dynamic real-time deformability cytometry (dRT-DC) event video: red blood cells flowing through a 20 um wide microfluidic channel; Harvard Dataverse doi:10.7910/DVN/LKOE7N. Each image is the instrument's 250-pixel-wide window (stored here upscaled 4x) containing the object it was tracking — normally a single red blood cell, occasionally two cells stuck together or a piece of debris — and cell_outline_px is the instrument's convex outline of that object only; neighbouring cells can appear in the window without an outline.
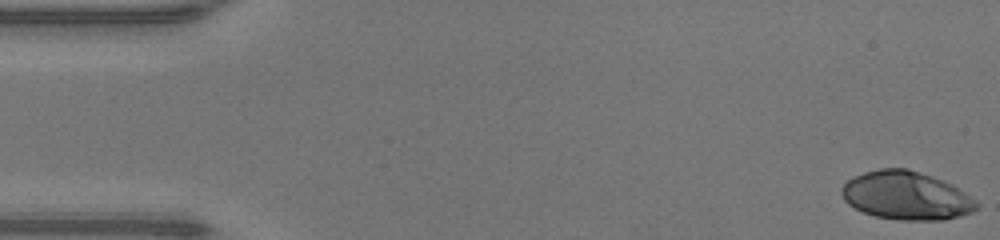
{"species": "human", "species_latin": "Homo sapiens", "temperature_condition": "warm", "stored_images_in_passage": 48, "camera_frame_rate_fps": 3000, "um_per_image_px": 0.085, "donor": {"sex": "male"}, "frame": {"image": 1, "passage_image": 1, "time_ms": 0.0, "image_size_px": [1000, 240], "cell_outline_px": [[980, 204], [972, 212], [960, 216], [944, 220], [900, 220], [876, 216], [864, 212], [848, 204], [844, 200], [840, 192], [840, 188], [848, 180], [864, 172], [880, 168], [908, 168], [932, 176], [952, 184], [976, 200]], "centroid_in_image_um": [77.03, 16.62], "position_along_channel_um": 8.0, "area_um2": 38.03}}
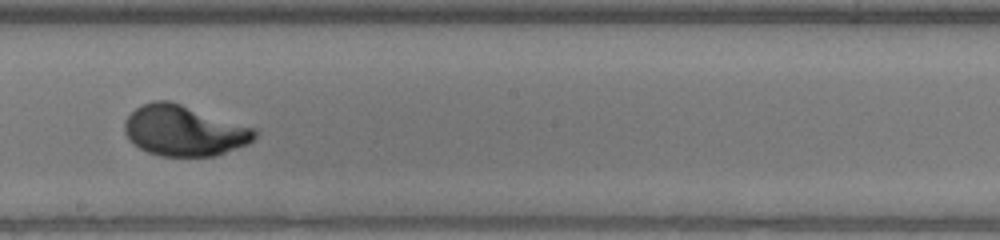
{"frame": {"image": 2, "passage_image": 27, "time_ms": 8.667, "image_size_px": [1000, 240], "cell_outline_px": [[260, 132], [248, 144], [216, 156], [160, 156], [148, 152], [140, 148], [128, 140], [124, 132], [124, 120], [140, 104], [152, 100], [168, 100], [256, 128]], "centroid_in_image_um": [15.64, 11.11], "position_along_channel_um": 232.6, "area_um2": 38.61}}
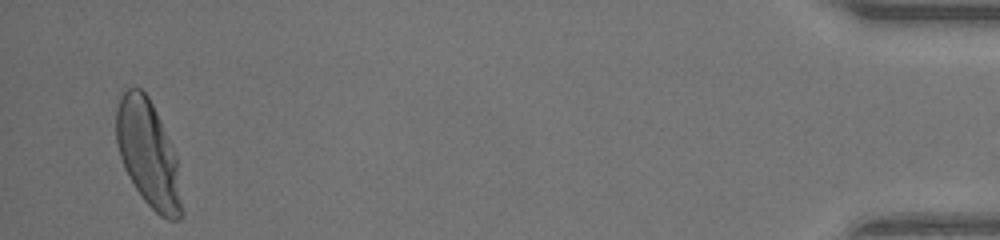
{"frame": {"image": 3, "passage_image": 47, "time_ms": 15.333, "image_size_px": [1000, 240], "cell_outline_px": [[184, 212], [176, 220], [168, 220], [160, 216], [144, 200], [128, 176], [124, 168], [116, 144], [116, 108], [120, 96], [124, 88], [140, 88], [148, 96], [156, 112], [176, 156]], "centroid_in_image_um": [12.58, 13.08], "position_along_channel_um": 422.6, "area_um2": 40.46}, "authors_computed_cell_mechanics": {"area_um2": 37.8301, "velocity_mm_per_s": 4.2422, "shape_relaxation_time_tau1_ms": 3.1664, "shape_relaxation_time_tau2_ms": null, "deformation_change_tau1": 0.2137, "deformation_change_tau2": null}}